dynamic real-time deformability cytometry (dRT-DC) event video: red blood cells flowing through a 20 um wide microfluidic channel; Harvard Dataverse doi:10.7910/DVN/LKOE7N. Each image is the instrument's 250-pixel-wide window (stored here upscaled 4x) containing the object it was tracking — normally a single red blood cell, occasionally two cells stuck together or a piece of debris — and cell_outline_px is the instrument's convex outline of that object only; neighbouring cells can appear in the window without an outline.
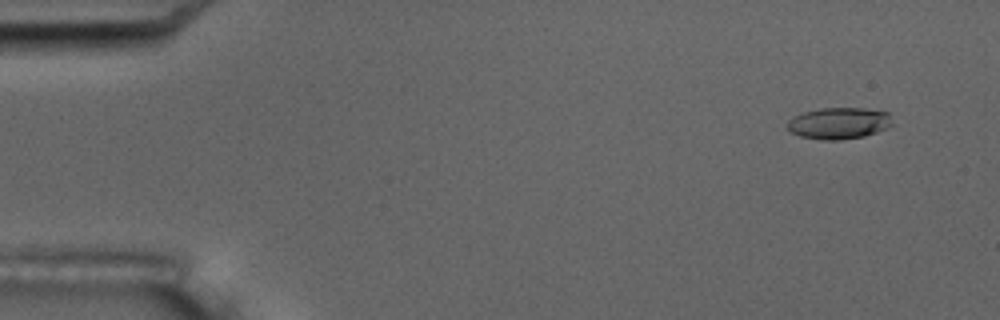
{"species": "common noctule bat (a hibernating species)", "species_latin": "Nyctalus noctula", "temperature_condition": "room temperature", "stored_images_in_passage": 5, "camera_frame_rate_fps": 3000, "um_per_image_px": 0.085, "animal": {"sex": "male", "body_mass_g": 17.5, "forearm_length_mm": 52.3}, "frame": {"image": 1, "passage_image": 2, "time_ms": 1.0, "image_size_px": [1000, 320], "cell_outline_px": [[892, 124], [888, 128], [864, 136], [840, 140], [824, 140], [800, 136], [792, 132], [788, 128], [788, 120], [804, 112], [820, 108], [864, 108], [888, 112]], "centroid_in_image_um": [71.32, 10.47], "position_along_channel_um": 13.7, "area_um2": 19.13}}
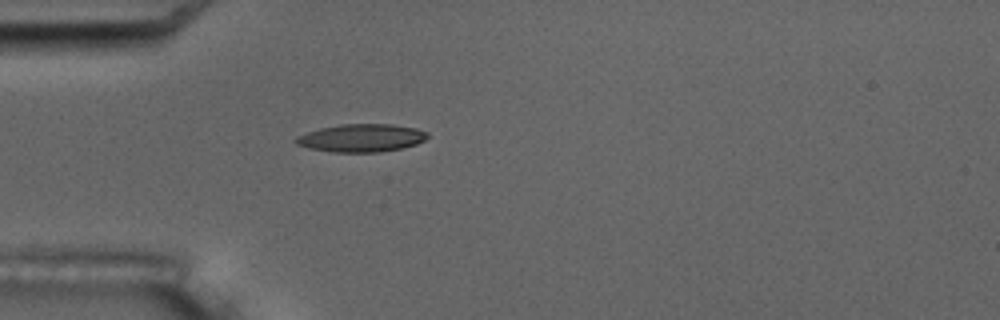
{"frame": {"image": 2, "passage_image": 5, "time_ms": 5.333, "image_size_px": [1000, 320], "cell_outline_px": [[428, 136], [424, 140], [416, 144], [400, 148], [380, 152], [332, 152], [308, 148], [296, 144], [292, 140], [296, 136], [320, 128], [340, 124], [392, 124], [416, 128], [428, 132]], "centroid_in_image_um": [30.69, 11.72], "position_along_channel_um": 54.3, "area_um2": 21.44}}